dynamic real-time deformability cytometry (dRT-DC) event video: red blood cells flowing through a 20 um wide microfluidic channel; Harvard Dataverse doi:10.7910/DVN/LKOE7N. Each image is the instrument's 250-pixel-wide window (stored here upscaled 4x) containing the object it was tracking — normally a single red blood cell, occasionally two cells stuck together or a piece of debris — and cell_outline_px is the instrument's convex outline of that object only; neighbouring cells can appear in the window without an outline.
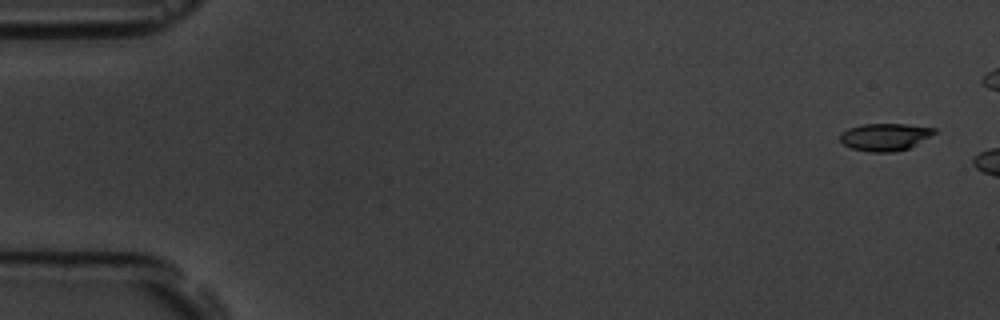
{"species": "common noctule bat (a hibernating species)", "species_latin": "Nyctalus noctula", "temperature_condition": "room temperature", "stored_images_in_passage": 3, "camera_frame_rate_fps": 3000, "um_per_image_px": 0.085, "animal": {"sex": "male", "body_mass_g": 19.5, "forearm_length_mm": 54.6}, "frame": {"image": 1, "passage_image": 1, "time_ms": 0.0, "image_size_px": [1000, 320], "cell_outline_px": [[940, 132], [908, 148], [892, 152], [872, 152], [852, 148], [844, 144], [840, 140], [840, 132], [848, 128], [864, 124], [904, 124], [936, 128]], "centroid_in_image_um": [75.26, 11.63], "position_along_channel_um": 9.7, "area_um2": 15.09}}